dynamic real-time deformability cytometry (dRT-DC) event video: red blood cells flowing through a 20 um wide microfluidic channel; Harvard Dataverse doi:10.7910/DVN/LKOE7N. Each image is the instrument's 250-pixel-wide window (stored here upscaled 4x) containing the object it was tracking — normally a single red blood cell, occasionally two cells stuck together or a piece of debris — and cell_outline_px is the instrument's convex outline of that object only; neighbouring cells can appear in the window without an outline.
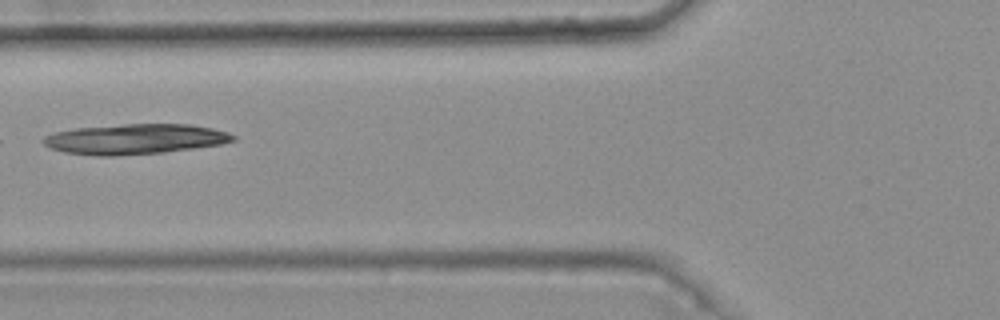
{"species": "common noctule bat (a hibernating species)", "species_latin": "Nyctalus noctula", "temperature_condition": "warm", "stored_images_in_passage": 6, "camera_frame_rate_fps": 3000, "um_per_image_px": 0.085, "animal": {"sex": "female", "body_mass_g": 25.1}, "frame": {"image": 1, "passage_image": 6, "time_ms": 1.667, "image_size_px": [1000, 320], "cell_outline_px": [[236, 140], [220, 144], [164, 152], [112, 156], [100, 156], [64, 152], [52, 148], [44, 144], [40, 140], [44, 136], [52, 132], [76, 128], [124, 124], [192, 124], [212, 128], [228, 132], [236, 136]], "centroid_in_image_um": [11.46, 11.81], "position_along_channel_um": 114.3, "area_um2": 33.41}}